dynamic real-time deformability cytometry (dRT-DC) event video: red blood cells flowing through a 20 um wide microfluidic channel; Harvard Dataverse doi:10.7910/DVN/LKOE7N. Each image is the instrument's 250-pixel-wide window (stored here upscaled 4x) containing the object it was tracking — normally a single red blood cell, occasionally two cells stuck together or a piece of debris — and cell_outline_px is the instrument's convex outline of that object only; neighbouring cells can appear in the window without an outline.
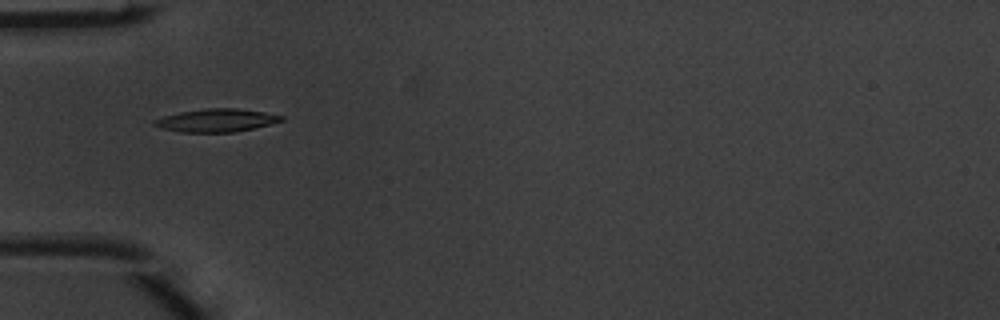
{"species": "common noctule bat (a hibernating species)", "species_latin": "Nyctalus noctula", "temperature_condition": "warm", "stored_images_in_passage": 5, "camera_frame_rate_fps": 3000, "um_per_image_px": 0.085, "animal": {"sex": "male", "body_mass_g": 20.1, "forearm_length_mm": 53.5}, "frame": {"image": 1, "passage_image": 4, "time_ms": 1.0, "image_size_px": [1000, 320], "cell_outline_px": [[284, 120], [236, 132], [180, 132], [160, 128], [152, 124], [152, 120], [164, 116], [180, 112], [208, 108], [236, 108], [264, 112], [284, 116]], "centroid_in_image_um": [18.35, 10.23], "position_along_channel_um": 66.6, "area_um2": 16.94}}
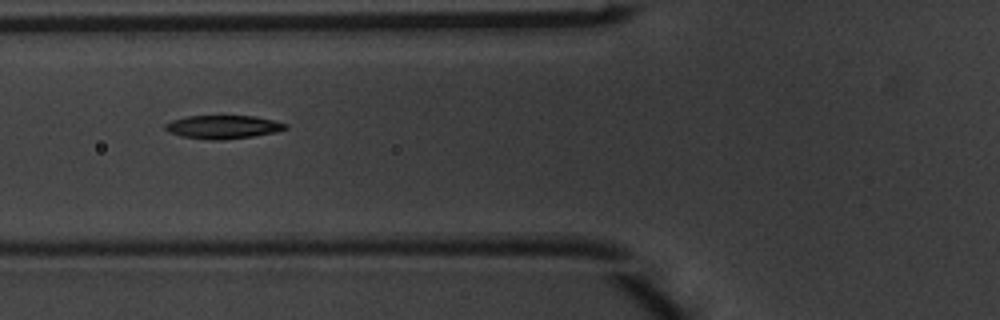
{"frame": {"image": 2, "passage_image": 5, "time_ms": 1.333, "image_size_px": [1000, 320], "cell_outline_px": [[288, 128], [276, 132], [252, 136], [224, 140], [212, 140], [180, 136], [164, 128], [164, 124], [172, 120], [184, 116], [252, 116], [272, 120], [288, 124]], "centroid_in_image_um": [18.95, 10.79], "position_along_channel_um": 106.8, "area_um2": 16.3}}